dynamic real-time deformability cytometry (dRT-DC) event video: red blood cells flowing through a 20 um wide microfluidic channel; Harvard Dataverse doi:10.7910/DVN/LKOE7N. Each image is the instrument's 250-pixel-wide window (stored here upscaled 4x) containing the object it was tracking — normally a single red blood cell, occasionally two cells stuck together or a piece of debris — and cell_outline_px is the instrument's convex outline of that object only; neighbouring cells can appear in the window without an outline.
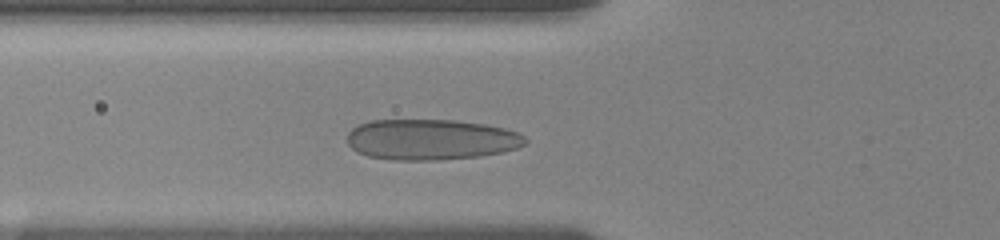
{"species": "human", "species_latin": "Homo sapiens", "temperature_condition": "room temperature", "stored_images_in_passage": 32, "camera_frame_rate_fps": 3000, "um_per_image_px": 0.085, "donor": {"sex": "female"}, "frame": {"image": 1, "passage_image": 4, "time_ms": 1.0, "image_size_px": [1000, 240], "cell_outline_px": [[528, 140], [524, 144], [516, 148], [500, 152], [480, 156], [436, 160], [392, 160], [368, 156], [356, 152], [348, 144], [348, 132], [352, 128], [360, 124], [372, 120], [456, 120], [484, 124], [504, 128], [516, 132], [524, 136]], "centroid_in_image_um": [36.61, 11.86], "position_along_channel_um": 89.2, "area_um2": 42.19}}
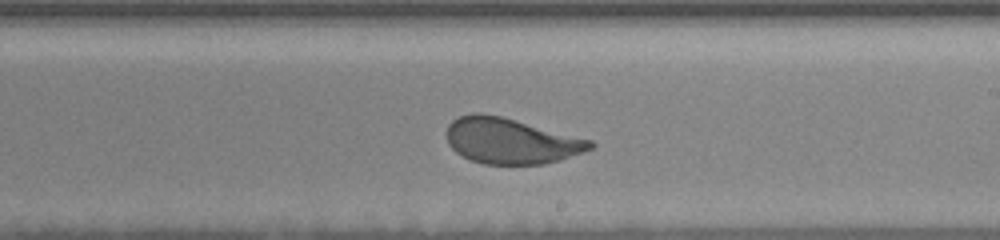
{"frame": {"image": 2, "passage_image": 17, "time_ms": 5.333, "image_size_px": [1000, 240], "cell_outline_px": [[596, 144], [592, 148], [584, 152], [560, 160], [544, 164], [484, 164], [472, 160], [456, 152], [448, 144], [448, 124], [452, 120], [460, 116], [472, 112], [480, 112], [500, 116], [592, 140]], "centroid_in_image_um": [43.43, 11.98], "position_along_channel_um": 245.6, "area_um2": 38.03}}
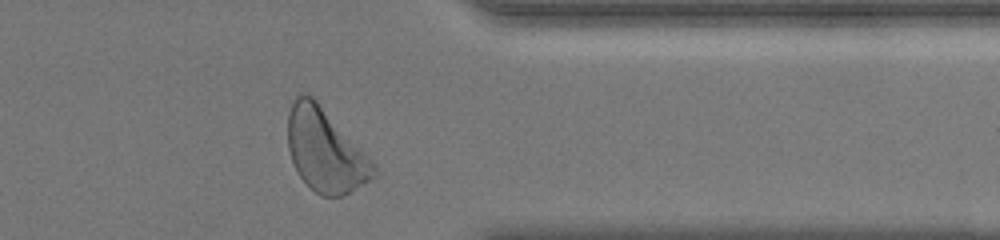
{"frame": {"image": 3, "passage_image": 29, "time_ms": 9.333, "image_size_px": [1000, 240], "cell_outline_px": [[380, 176], [344, 196], [320, 196], [300, 176], [292, 160], [288, 148], [288, 112], [296, 96], [300, 92], [308, 92], [316, 100], [372, 160]], "centroid_in_image_um": [27.68, 12.8], "position_along_channel_um": 383.7, "area_um2": 41.5}, "authors_computed_cell_mechanics": {"area_um2": 39.5352, "velocity_mm_per_s": 3.5939, "shape_relaxation_time_tau1_ms": 3.4099, "shape_relaxation_time_tau2_ms": null, "deformation_change_tau1": 0.1259, "deformation_change_tau2": null}}